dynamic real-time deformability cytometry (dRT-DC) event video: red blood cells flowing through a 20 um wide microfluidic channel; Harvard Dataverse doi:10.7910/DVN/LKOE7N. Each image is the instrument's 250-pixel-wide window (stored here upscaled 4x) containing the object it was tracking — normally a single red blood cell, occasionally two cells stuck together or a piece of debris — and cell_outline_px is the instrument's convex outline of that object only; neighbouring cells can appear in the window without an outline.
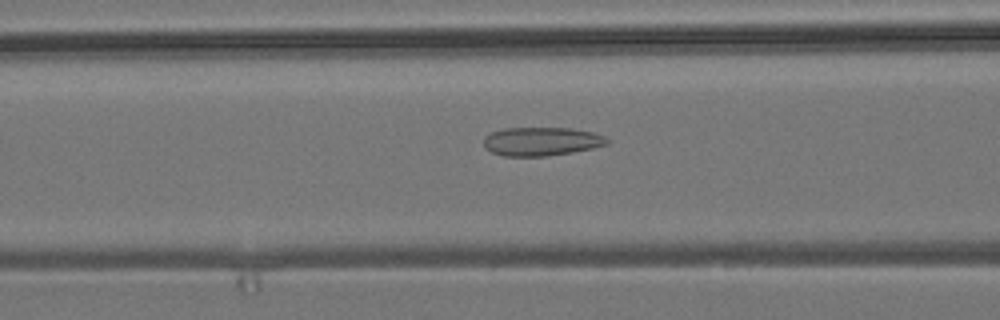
{"species": "common noctule bat (a hibernating species)", "species_latin": "Nyctalus noctula", "temperature_condition": "room temperature", "stored_images_in_passage": 53, "camera_frame_rate_fps": 3000, "um_per_image_px": 0.085, "animal": {"sex": "male", "body_mass_g": 19.2, "forearm_length_mm": 51.8}, "frame": {"image": 1, "passage_image": 21, "time_ms": 6.667, "image_size_px": [1000, 320], "cell_outline_px": [[608, 144], [592, 148], [572, 152], [548, 156], [504, 156], [492, 152], [484, 144], [484, 136], [492, 132], [504, 128], [568, 128], [592, 132], [604, 136], [608, 140]], "centroid_in_image_um": [46.02, 12.02], "position_along_channel_um": 120.6, "area_um2": 20.4}}
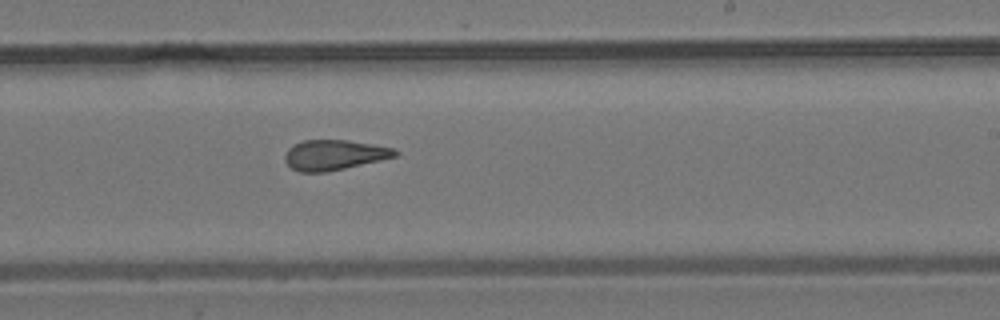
{"frame": {"image": 2, "passage_image": 32, "time_ms": 10.333, "image_size_px": [1000, 320], "cell_outline_px": [[400, 152], [396, 156], [380, 160], [344, 168], [324, 172], [300, 172], [292, 168], [284, 160], [284, 156], [288, 148], [292, 144], [304, 140], [348, 140], [396, 148]], "centroid_in_image_um": [28.4, 13.16], "position_along_channel_um": 260.6, "area_um2": 19.36}}
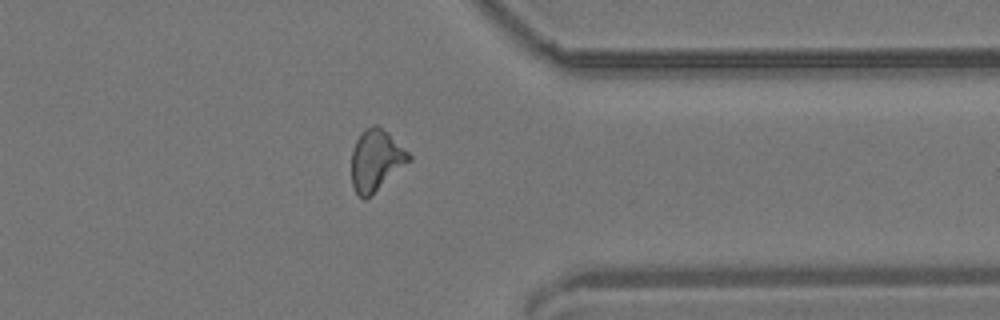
{"frame": {"image": 3, "passage_image": 42, "time_ms": 13.667, "image_size_px": [1000, 320], "cell_outline_px": [[412, 160], [364, 200], [356, 192], [352, 184], [352, 148], [360, 132], [364, 128], [372, 124], [376, 124], [388, 132], [412, 156]], "centroid_in_image_um": [31.96, 13.57], "position_along_channel_um": 379.4, "area_um2": 20.4}, "authors_computed_cell_mechanics": {"area_um2": 20.23, "velocity_mm_per_s": 3.8188, "shape_relaxation_time_tau1_ms": null, "shape_relaxation_time_tau2_ms": 2.3127, "deformation_change_tau1": null, "deformation_change_tau2": 0.1091}}